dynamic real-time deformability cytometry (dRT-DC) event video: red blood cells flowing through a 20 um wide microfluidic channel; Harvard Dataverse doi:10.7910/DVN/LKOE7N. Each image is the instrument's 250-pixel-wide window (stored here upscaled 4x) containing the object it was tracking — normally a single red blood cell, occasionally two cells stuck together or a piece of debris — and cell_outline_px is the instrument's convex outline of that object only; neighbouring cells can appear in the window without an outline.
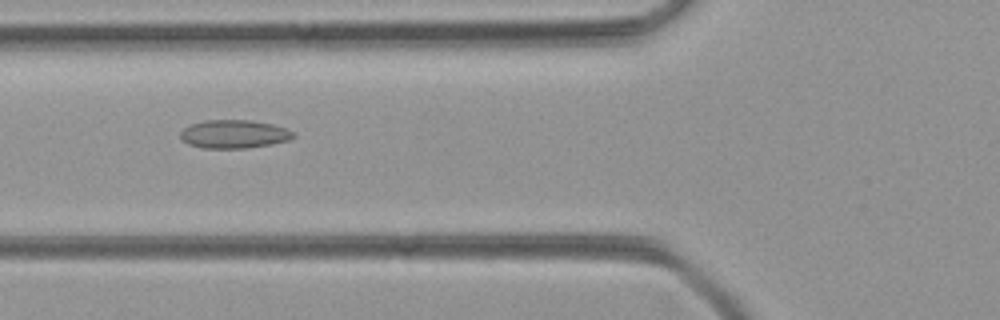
{"species": "common noctule bat (a hibernating species)", "species_latin": "Nyctalus noctula", "temperature_condition": "room temperature", "stored_images_in_passage": 50, "camera_frame_rate_fps": 3000, "um_per_image_px": 0.085, "animal": {"sex": "female", "body_mass_g": 21.9}, "frame": {"image": 1, "passage_image": 19, "time_ms": 6.0, "image_size_px": [1000, 320], "cell_outline_px": [[296, 136], [288, 140], [272, 144], [248, 148], [204, 148], [188, 144], [180, 136], [180, 132], [184, 128], [192, 124], [204, 120], [252, 120], [272, 124], [284, 128], [292, 132]], "centroid_in_image_um": [19.89, 11.4], "position_along_channel_um": 105.9, "area_um2": 18.55}}
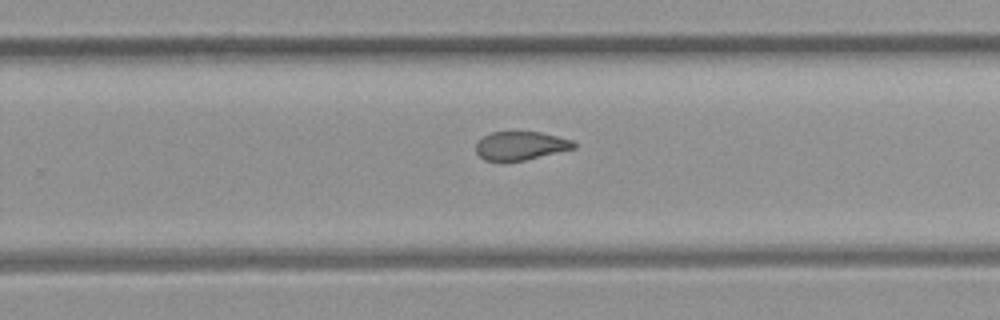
{"frame": {"image": 2, "passage_image": 32, "time_ms": 10.333, "image_size_px": [1000, 320], "cell_outline_px": [[576, 148], [524, 160], [500, 164], [484, 160], [476, 152], [476, 144], [484, 136], [492, 132], [540, 132], [572, 140], [576, 144]], "centroid_in_image_um": [44.21, 12.42], "position_along_channel_um": 285.6, "area_um2": 16.53}}
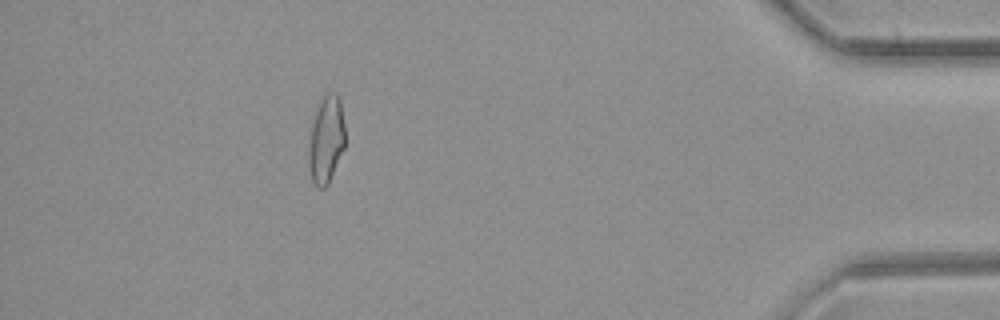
{"frame": {"image": 3, "passage_image": 45, "time_ms": 14.667, "image_size_px": [1000, 320], "cell_outline_px": [[344, 148], [328, 184], [324, 188], [320, 188], [312, 180], [308, 164], [308, 148], [312, 124], [316, 108], [324, 96], [328, 92], [336, 92], [340, 96], [344, 124]], "centroid_in_image_um": [27.72, 11.84], "position_along_channel_um": 407.5, "area_um2": 18.5}}